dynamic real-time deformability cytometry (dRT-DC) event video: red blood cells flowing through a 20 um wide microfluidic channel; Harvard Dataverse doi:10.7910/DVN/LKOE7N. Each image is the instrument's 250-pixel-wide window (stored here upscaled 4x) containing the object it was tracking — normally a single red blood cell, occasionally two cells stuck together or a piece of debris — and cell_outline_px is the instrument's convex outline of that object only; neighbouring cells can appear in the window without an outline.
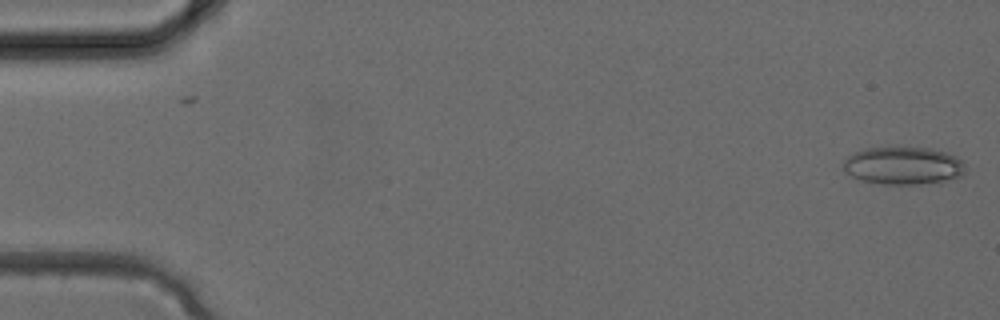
{"species": "common noctule bat (a hibernating species)", "species_latin": "Nyctalus noctula", "temperature_condition": "cold", "stored_images_in_passage": 4, "camera_frame_rate_fps": 3000, "um_per_image_px": 0.085, "animal": {"sex": "female", "body_mass_g": 24.6, "forearm_length_mm": 56.2}, "frame": {"image": 1, "passage_image": 1, "time_ms": 0.0, "image_size_px": [1000, 320], "cell_outline_px": [[964, 172], [960, 176], [940, 184], [884, 184], [860, 180], [844, 172], [844, 160], [848, 156], [864, 148], [928, 148], [948, 152], [956, 156], [964, 164]], "centroid_in_image_um": [76.81, 14.1], "position_along_channel_um": 8.2, "area_um2": 26.99}}